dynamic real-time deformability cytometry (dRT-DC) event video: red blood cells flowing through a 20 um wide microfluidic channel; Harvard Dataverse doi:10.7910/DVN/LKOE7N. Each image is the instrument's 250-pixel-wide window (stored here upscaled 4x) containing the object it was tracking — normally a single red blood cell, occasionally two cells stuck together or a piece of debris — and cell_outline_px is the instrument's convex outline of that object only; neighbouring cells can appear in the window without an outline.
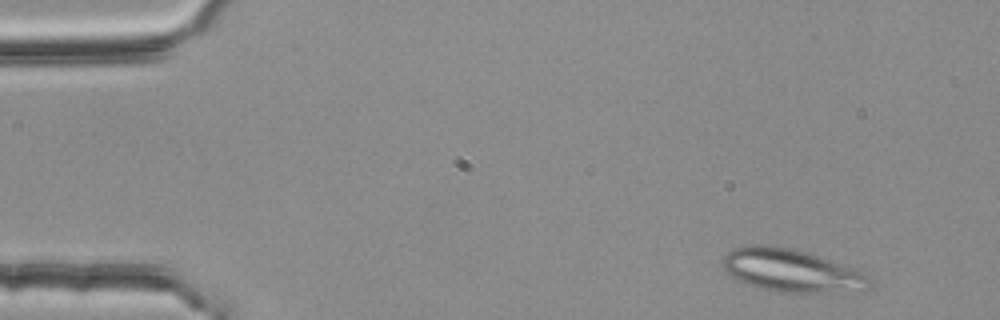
{"species": "common noctule bat (a hibernating species)", "species_latin": "Nyctalus noctula", "temperature_condition": "room temperature", "stored_images_in_passage": 50, "segment_of_instrument_passage": [1, 2], "camera_frame_rate_fps": 3000, "um_per_image_px": 0.085, "animal": {"sex": "female", "body_mass_g": 25.1}, "frame": {"image": 1, "passage_image": 3, "time_ms": 0.667, "image_size_px": [1000, 320], "cell_outline_px": [[876, 280], [864, 292], [780, 292], [760, 288], [736, 280], [724, 268], [724, 256], [732, 248], [748, 244], [768, 244], [792, 248], [808, 252], [852, 268], [872, 276]], "centroid_in_image_um": [67.34, 23.0], "position_along_channel_um": 17.7, "area_um2": 37.11}}